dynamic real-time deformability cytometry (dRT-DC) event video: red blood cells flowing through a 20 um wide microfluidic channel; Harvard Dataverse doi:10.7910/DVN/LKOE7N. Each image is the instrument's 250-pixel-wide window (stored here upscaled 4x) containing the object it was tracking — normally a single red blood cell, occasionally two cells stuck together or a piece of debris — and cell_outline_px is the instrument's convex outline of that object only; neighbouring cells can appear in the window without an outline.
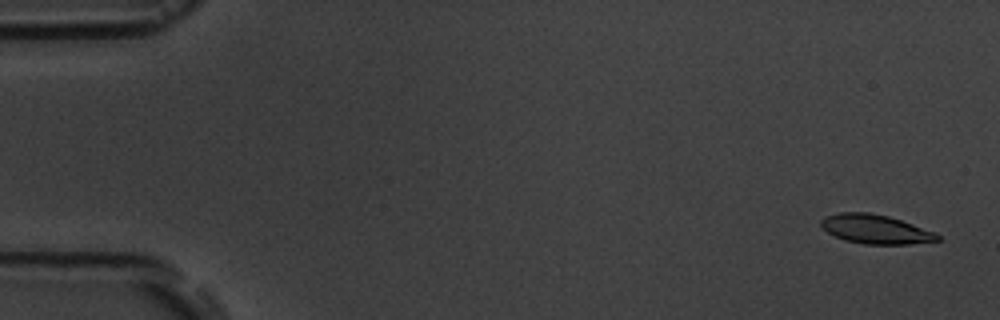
{"species": "common noctule bat (a hibernating species)", "species_latin": "Nyctalus noctula", "temperature_condition": "room temperature", "stored_images_in_passage": 6, "segment_of_instrument_passage": [1, 2], "camera_frame_rate_fps": 3000, "um_per_image_px": 0.085, "animal": {"sex": "male", "body_mass_g": 19.5, "forearm_length_mm": 54.6}, "frame": {"image": 1, "passage_image": 1, "time_ms": 0.0, "image_size_px": [1000, 320], "cell_outline_px": [[940, 240], [908, 244], [864, 244], [844, 240], [828, 232], [820, 224], [820, 220], [824, 216], [840, 212], [868, 212], [888, 216], [936, 232], [940, 236]], "centroid_in_image_um": [74.41, 19.47], "position_along_channel_um": 10.6, "area_um2": 19.65}}
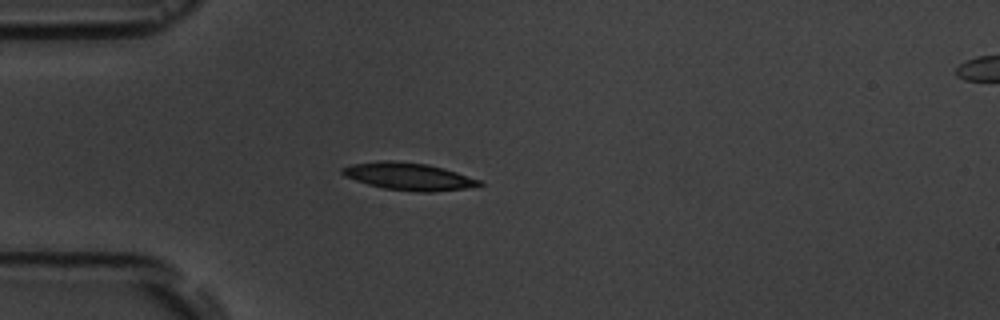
{"frame": {"image": 2, "passage_image": 5, "time_ms": 4.333, "image_size_px": [1000, 320], "cell_outline_px": [[484, 184], [464, 188], [432, 192], [412, 192], [384, 188], [368, 184], [344, 176], [340, 172], [340, 168], [352, 164], [380, 160], [392, 160], [428, 164], [444, 168], [480, 180]], "centroid_in_image_um": [34.69, 14.99], "position_along_channel_um": 50.3, "area_um2": 21.85}}